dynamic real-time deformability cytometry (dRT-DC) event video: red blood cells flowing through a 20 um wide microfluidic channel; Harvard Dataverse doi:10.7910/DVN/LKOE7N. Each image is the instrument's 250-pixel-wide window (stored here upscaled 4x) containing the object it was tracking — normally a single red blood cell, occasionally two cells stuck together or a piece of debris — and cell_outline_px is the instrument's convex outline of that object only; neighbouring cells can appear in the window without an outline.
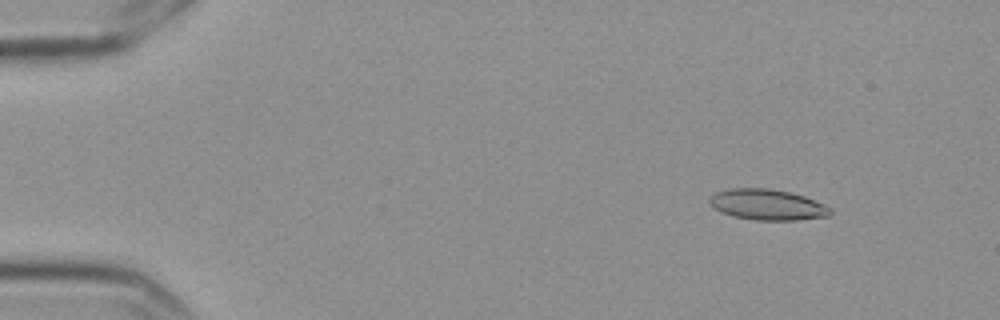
{"species": "Egyptian fruit bat (a non-hibernating species)", "species_latin": "Rousettus aegyptiacus", "temperature_condition": "cold", "stored_images_in_passage": 5, "camera_frame_rate_fps": 3000, "um_per_image_px": 0.085, "frame": {"image": 1, "passage_image": 2, "time_ms": 0.333, "image_size_px": [1000, 320], "cell_outline_px": [[832, 212], [828, 216], [796, 220], [756, 220], [732, 216], [712, 208], [708, 200], [716, 192], [728, 188], [768, 188], [788, 192], [804, 196], [824, 204], [832, 208]], "centroid_in_image_um": [65.21, 17.4], "position_along_channel_um": 19.8, "area_um2": 21.68}}
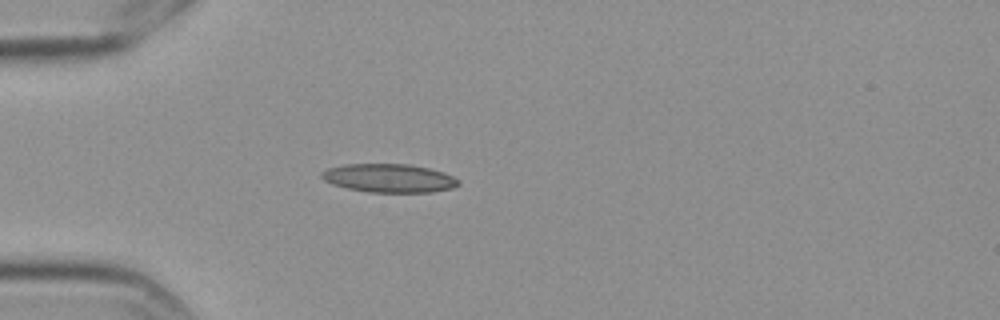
{"frame": {"image": 2, "passage_image": 5, "time_ms": 1.333, "image_size_px": [1000, 320], "cell_outline_px": [[460, 184], [452, 188], [432, 192], [368, 192], [348, 188], [332, 184], [324, 180], [320, 176], [320, 172], [328, 168], [344, 164], [408, 164], [428, 168], [444, 172], [460, 180]], "centroid_in_image_um": [33.07, 15.14], "position_along_channel_um": 51.9, "area_um2": 22.77}}